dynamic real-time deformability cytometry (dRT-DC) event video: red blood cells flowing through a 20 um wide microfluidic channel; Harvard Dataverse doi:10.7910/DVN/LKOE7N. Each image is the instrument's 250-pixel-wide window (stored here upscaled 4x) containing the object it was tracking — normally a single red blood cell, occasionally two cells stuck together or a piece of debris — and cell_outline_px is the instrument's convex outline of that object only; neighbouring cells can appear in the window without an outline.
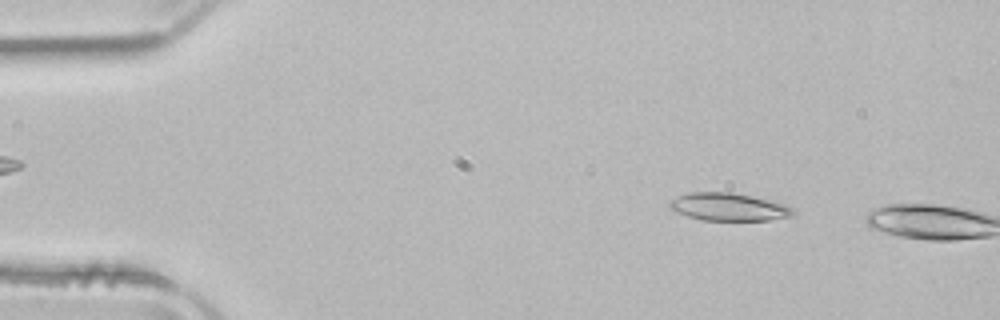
{"species": "common noctule bat (a hibernating species)", "species_latin": "Nyctalus noctula", "temperature_condition": "room temperature", "stored_images_in_passage": 2, "camera_frame_rate_fps": 3000, "um_per_image_px": 0.085, "animal": {"sex": "male", "body_mass_g": 21.5, "forearm_length_mm": 52.0}, "frame": {"image": 1, "passage_image": 1, "time_ms": 0.0, "image_size_px": [1000, 320], "cell_outline_px": [[796, 212], [792, 216], [772, 220], [704, 220], [688, 216], [676, 212], [668, 208], [668, 204], [672, 200], [688, 192], [732, 192], [752, 196], [784, 204], [796, 208]], "centroid_in_image_um": [61.97, 17.59], "position_along_channel_um": 23.0, "area_um2": 20.0}}